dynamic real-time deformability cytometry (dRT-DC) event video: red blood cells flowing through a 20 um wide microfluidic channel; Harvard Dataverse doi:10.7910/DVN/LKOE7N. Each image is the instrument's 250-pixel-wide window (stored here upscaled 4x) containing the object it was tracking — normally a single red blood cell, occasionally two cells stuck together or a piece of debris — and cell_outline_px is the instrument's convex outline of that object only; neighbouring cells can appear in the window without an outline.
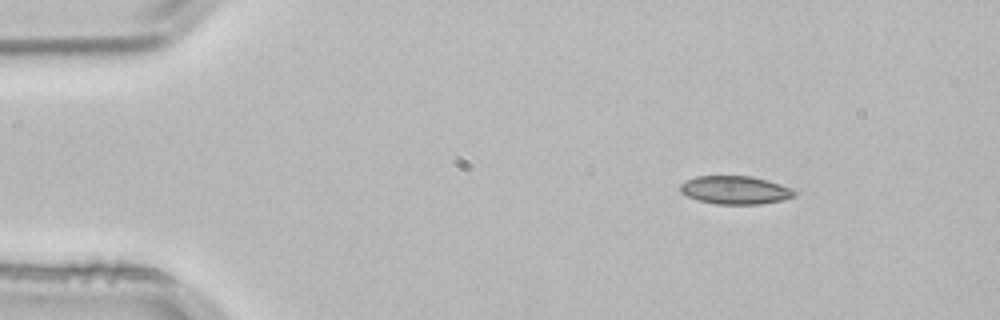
{"species": "common noctule bat (a hibernating species)", "species_latin": "Nyctalus noctula", "temperature_condition": "room temperature", "stored_images_in_passage": 2, "camera_frame_rate_fps": 3000, "um_per_image_px": 0.085, "animal": {"sex": "male", "body_mass_g": 21.5, "forearm_length_mm": 52.0}, "frame": {"image": 1, "passage_image": 1, "time_ms": 0.0, "image_size_px": [1000, 320], "cell_outline_px": [[796, 196], [784, 200], [760, 204], [716, 204], [696, 200], [680, 192], [680, 184], [684, 180], [696, 176], [752, 176], [768, 180], [780, 184], [796, 192]], "centroid_in_image_um": [62.46, 16.15], "position_along_channel_um": 22.5, "area_um2": 18.9}}